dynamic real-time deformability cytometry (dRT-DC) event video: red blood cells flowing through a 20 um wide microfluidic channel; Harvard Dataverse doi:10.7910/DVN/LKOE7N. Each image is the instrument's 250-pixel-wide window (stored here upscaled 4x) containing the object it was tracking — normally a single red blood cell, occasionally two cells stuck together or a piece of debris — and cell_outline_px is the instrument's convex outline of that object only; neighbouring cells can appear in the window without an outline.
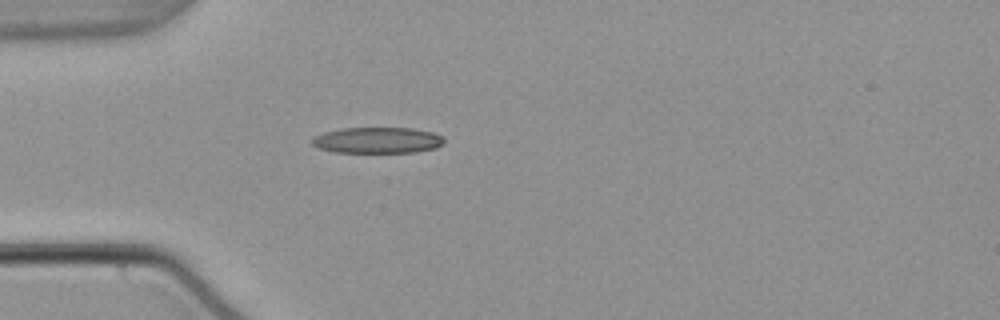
{"species": "common noctule bat (a hibernating species)", "species_latin": "Nyctalus noctula", "temperature_condition": "warm", "stored_images_in_passage": 39, "camera_frame_rate_fps": 3000, "um_per_image_px": 0.085, "animal": {"sex": "male", "body_mass_g": 21.5, "forearm_length_mm": 52.0}, "frame": {"image": 1, "passage_image": 1, "time_ms": 0.0, "image_size_px": [1000, 320], "cell_outline_px": [[444, 144], [436, 148], [416, 152], [336, 152], [320, 148], [312, 144], [312, 136], [324, 132], [344, 128], [412, 128], [432, 132], [444, 136]], "centroid_in_image_um": [32.12, 11.92], "position_along_channel_um": 52.9, "area_um2": 20.06}}
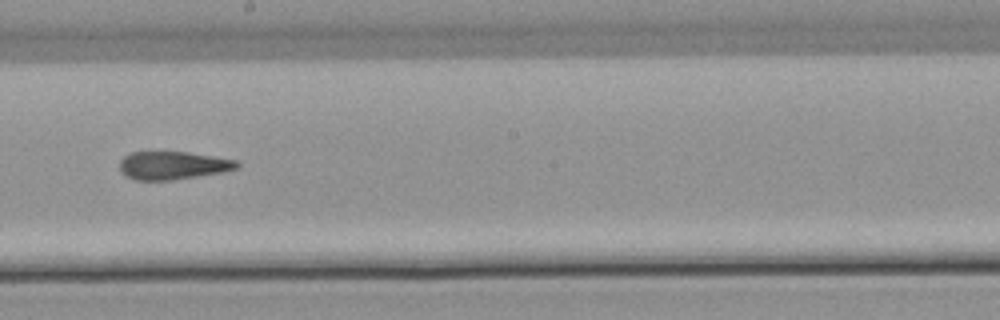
{"frame": {"image": 2, "passage_image": 16, "time_ms": 5.0, "image_size_px": [1000, 320], "cell_outline_px": [[240, 168], [220, 172], [196, 176], [168, 180], [136, 180], [120, 172], [120, 160], [124, 156], [132, 152], [188, 152], [236, 160], [240, 164]], "centroid_in_image_um": [14.68, 14.05], "position_along_channel_um": 233.5, "area_um2": 18.96}}
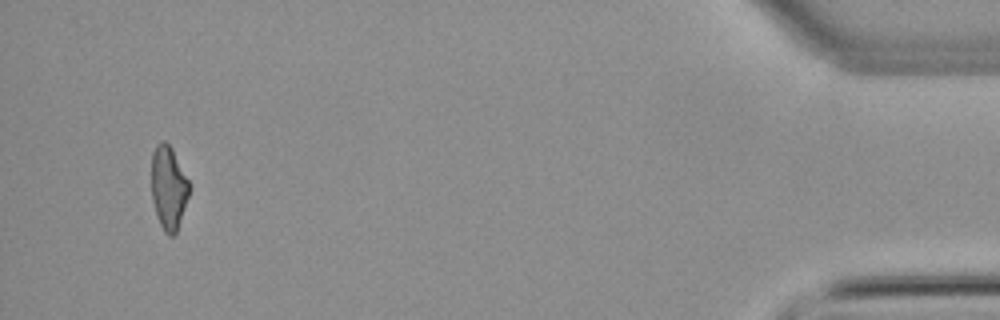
{"frame": {"image": 3, "passage_image": 37, "time_ms": 12.0, "image_size_px": [1000, 320], "cell_outline_px": [[188, 196], [176, 232], [172, 236], [168, 236], [164, 232], [160, 224], [152, 200], [152, 152], [156, 144], [164, 140], [172, 148], [188, 180]], "centroid_in_image_um": [14.3, 15.94], "position_along_channel_um": 420.9, "area_um2": 17.98}, "authors_computed_cell_mechanics": {"area_um2": 19.8254, "velocity_mm_per_s": 3.8079, "shape_relaxation_time_tau1_ms": null, "shape_relaxation_time_tau2_ms": 2.7795, "deformation_change_tau1": null, "deformation_change_tau2": 0.1324}}